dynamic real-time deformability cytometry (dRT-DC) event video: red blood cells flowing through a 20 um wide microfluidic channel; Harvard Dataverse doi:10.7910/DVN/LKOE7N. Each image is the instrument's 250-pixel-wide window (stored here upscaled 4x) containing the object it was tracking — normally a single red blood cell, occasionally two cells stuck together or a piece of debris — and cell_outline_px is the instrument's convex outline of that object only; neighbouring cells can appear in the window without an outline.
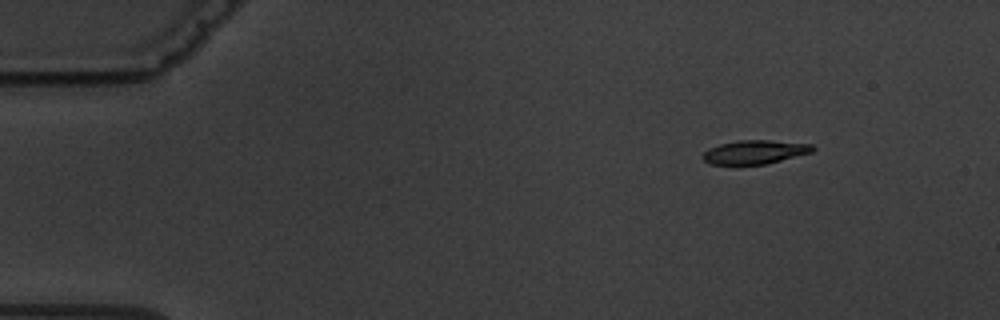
{"species": "common noctule bat (a hibernating species)", "species_latin": "Nyctalus noctula", "temperature_condition": "warm", "stored_images_in_passage": 5, "camera_frame_rate_fps": 3000, "um_per_image_px": 0.085, "animal": {"sex": "male", "body_mass_g": 19.5, "forearm_length_mm": 54.6}, "frame": {"image": 1, "passage_image": 2, "time_ms": 1.667, "image_size_px": [1000, 320], "cell_outline_px": [[816, 148], [812, 152], [768, 164], [736, 168], [708, 164], [700, 156], [708, 148], [720, 144], [740, 140], [768, 140], [812, 144]], "centroid_in_image_um": [64.07, 12.98], "position_along_channel_um": 20.9, "area_um2": 16.13}}
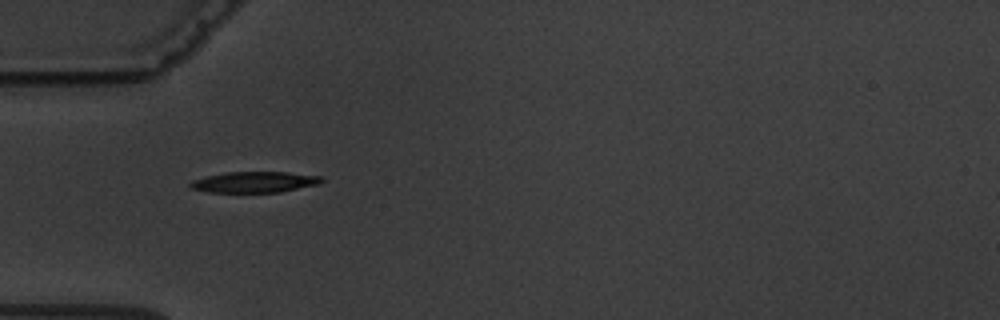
{"frame": {"image": 2, "passage_image": 5, "time_ms": 5.333, "image_size_px": [1000, 320], "cell_outline_px": [[324, 180], [320, 184], [280, 192], [208, 192], [192, 188], [188, 184], [192, 180], [224, 172], [288, 172], [320, 176]], "centroid_in_image_um": [21.65, 15.47], "position_along_channel_um": 63.3, "area_um2": 15.95}}